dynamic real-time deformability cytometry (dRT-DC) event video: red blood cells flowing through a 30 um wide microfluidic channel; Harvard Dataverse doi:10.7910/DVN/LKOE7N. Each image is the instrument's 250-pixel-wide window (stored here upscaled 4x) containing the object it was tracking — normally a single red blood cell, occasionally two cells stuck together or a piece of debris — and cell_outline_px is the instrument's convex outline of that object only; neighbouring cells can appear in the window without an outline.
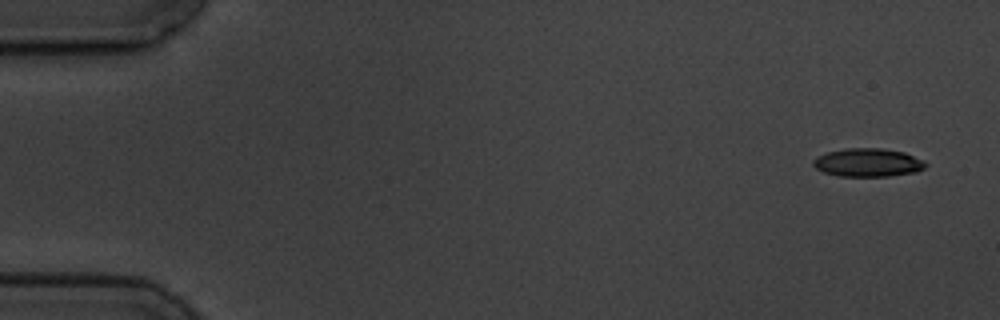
{"species": "common noctule bat (a hibernating species)", "species_latin": "Nyctalus noctula", "temperature_condition": "cold", "stored_images_in_passage": 4, "camera_frame_rate_fps": 3000, "um_per_image_px": 0.085, "animal": {"sex": "male", "body_mass_g": 19.5, "forearm_length_mm": 54.6}, "frame": {"image": 1, "passage_image": 1, "time_ms": 0.0, "image_size_px": [1000, 320], "cell_outline_px": [[928, 164], [924, 168], [916, 172], [888, 176], [840, 176], [824, 172], [816, 168], [812, 164], [812, 160], [828, 152], [844, 148], [880, 148], [904, 152], [924, 160]], "centroid_in_image_um": [73.79, 13.81], "position_along_channel_um": 11.2, "area_um2": 18.5}}
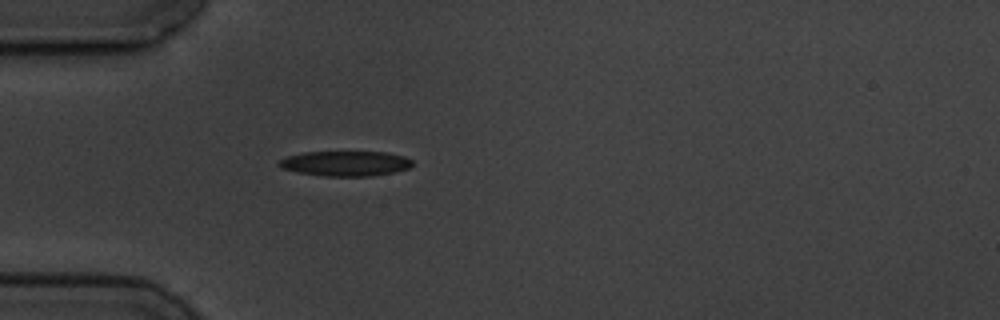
{"frame": {"image": 2, "passage_image": 4, "time_ms": 4.667, "image_size_px": [1000, 320], "cell_outline_px": [[412, 164], [408, 168], [392, 172], [372, 176], [324, 176], [296, 172], [280, 168], [276, 164], [280, 160], [288, 156], [304, 152], [388, 152], [404, 156], [412, 160]], "centroid_in_image_um": [29.33, 13.89], "position_along_channel_um": 55.7, "area_um2": 19.48}}